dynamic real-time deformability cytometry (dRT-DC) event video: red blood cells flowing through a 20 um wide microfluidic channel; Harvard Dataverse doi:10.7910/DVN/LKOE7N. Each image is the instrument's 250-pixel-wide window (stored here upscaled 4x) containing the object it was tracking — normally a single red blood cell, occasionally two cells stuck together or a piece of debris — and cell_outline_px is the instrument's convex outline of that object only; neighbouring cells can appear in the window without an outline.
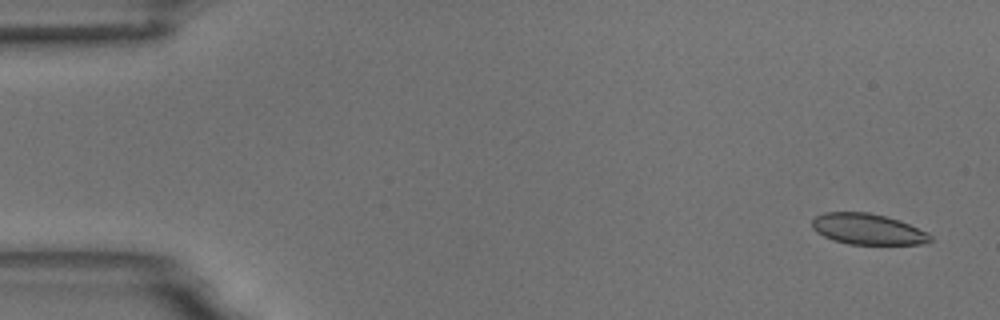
{"species": "common noctule bat (a hibernating species)", "species_latin": "Nyctalus noctula", "temperature_condition": "room temperature", "stored_images_in_passage": 4, "camera_frame_rate_fps": 3000, "um_per_image_px": 0.085, "animal": {"sex": "male", "body_mass_g": 18.8}, "frame": {"image": 1, "passage_image": 1, "time_ms": 0.0, "image_size_px": [1000, 320], "cell_outline_px": [[932, 240], [920, 244], [848, 244], [832, 240], [816, 232], [812, 228], [812, 220], [816, 216], [824, 212], [868, 212], [900, 220], [928, 232], [932, 236]], "centroid_in_image_um": [73.75, 19.47], "position_along_channel_um": 11.3, "area_um2": 21.33}}
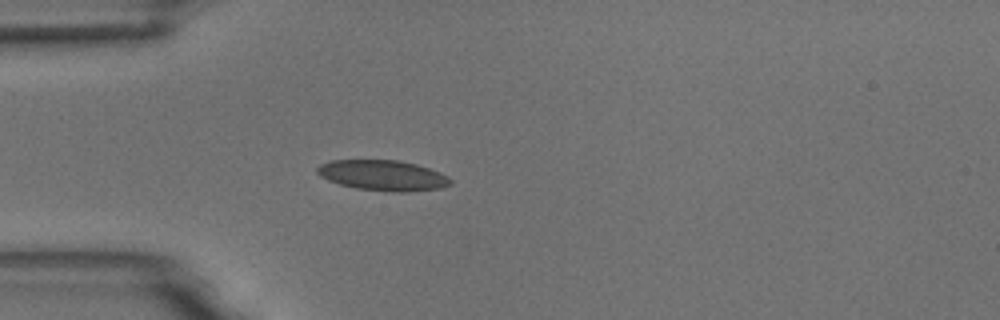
{"frame": {"image": 2, "passage_image": 4, "time_ms": 4.333, "image_size_px": [1000, 320], "cell_outline_px": [[452, 184], [440, 188], [408, 192], [392, 192], [356, 188], [340, 184], [328, 180], [320, 176], [316, 172], [316, 168], [320, 164], [332, 160], [400, 160], [416, 164], [440, 172], [448, 176], [452, 180]], "centroid_in_image_um": [32.55, 14.91], "position_along_channel_um": 52.4, "area_um2": 23.76}}